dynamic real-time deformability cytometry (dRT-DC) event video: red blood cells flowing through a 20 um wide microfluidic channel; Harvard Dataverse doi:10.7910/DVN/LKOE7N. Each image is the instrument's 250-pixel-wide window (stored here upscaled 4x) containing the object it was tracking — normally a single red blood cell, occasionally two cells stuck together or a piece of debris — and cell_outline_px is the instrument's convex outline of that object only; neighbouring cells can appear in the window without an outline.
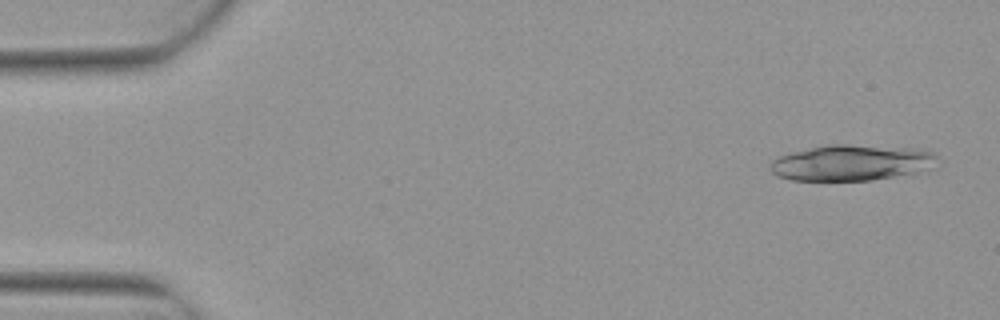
{"species": "Egyptian fruit bat (a non-hibernating species)", "species_latin": "Rousettus aegyptiacus", "temperature_condition": "warm", "stored_images_in_passage": 8, "camera_frame_rate_fps": 3000, "um_per_image_px": 0.085, "animal": {"sex": "female"}, "frame": {"image": 1, "passage_image": 1, "time_ms": 0.0, "image_size_px": [1000, 320], "cell_outline_px": [[936, 168], [912, 176], [872, 180], [792, 180], [776, 176], [768, 168], [768, 164], [776, 156], [824, 144], [848, 144], [912, 148], [932, 152], [936, 156]], "centroid_in_image_um": [72.42, 13.84], "position_along_channel_um": 12.6, "area_um2": 35.95}}